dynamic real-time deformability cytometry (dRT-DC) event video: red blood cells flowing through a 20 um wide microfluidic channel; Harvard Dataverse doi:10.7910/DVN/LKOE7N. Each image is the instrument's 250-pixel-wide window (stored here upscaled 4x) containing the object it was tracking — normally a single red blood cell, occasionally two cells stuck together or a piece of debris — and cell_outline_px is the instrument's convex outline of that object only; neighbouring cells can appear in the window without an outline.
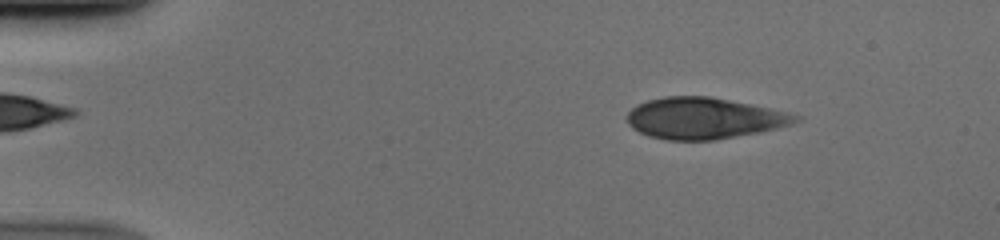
{"species": "human", "species_latin": "Homo sapiens", "temperature_condition": "cold", "stored_images_in_passage": 50, "camera_frame_rate_fps": 3000, "um_per_image_px": 0.085, "donor": {"sex": "male"}, "frame": {"image": 1, "passage_image": 7, "time_ms": 2.0, "image_size_px": [1000, 240], "cell_outline_px": [[804, 116], [800, 120], [792, 124], [760, 132], [716, 140], [664, 140], [648, 136], [632, 128], [624, 120], [624, 116], [636, 104], [648, 100], [664, 96], [708, 96], [768, 108]], "centroid_in_image_um": [59.78, 10.06], "position_along_channel_um": 25.2, "area_um2": 40.69}}
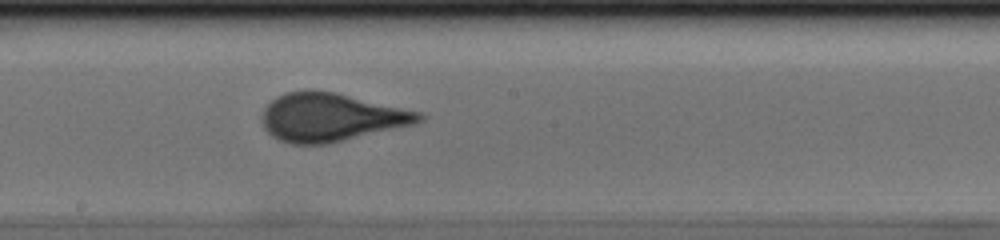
{"frame": {"image": 2, "passage_image": 28, "time_ms": 9.0, "image_size_px": [1000, 240], "cell_outline_px": [[428, 116], [424, 120], [416, 124], [324, 144], [292, 144], [280, 140], [272, 136], [264, 128], [260, 120], [264, 108], [276, 96], [284, 92], [308, 88], [336, 92], [420, 112]], "centroid_in_image_um": [28.11, 9.94], "position_along_channel_um": 220.1, "area_um2": 44.45}}
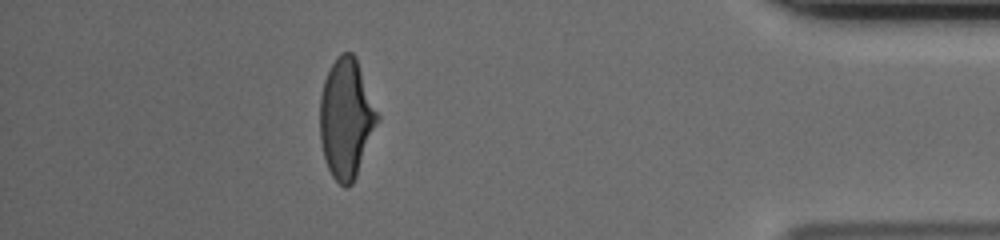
{"frame": {"image": 3, "passage_image": 45, "time_ms": 14.667, "image_size_px": [1000, 240], "cell_outline_px": [[380, 116], [356, 176], [352, 184], [348, 188], [344, 188], [332, 176], [328, 168], [324, 156], [320, 140], [320, 96], [324, 80], [336, 56], [340, 52], [352, 52], [356, 56]], "centroid_in_image_um": [29.43, 10.04], "position_along_channel_um": 405.8, "area_um2": 40.06}}